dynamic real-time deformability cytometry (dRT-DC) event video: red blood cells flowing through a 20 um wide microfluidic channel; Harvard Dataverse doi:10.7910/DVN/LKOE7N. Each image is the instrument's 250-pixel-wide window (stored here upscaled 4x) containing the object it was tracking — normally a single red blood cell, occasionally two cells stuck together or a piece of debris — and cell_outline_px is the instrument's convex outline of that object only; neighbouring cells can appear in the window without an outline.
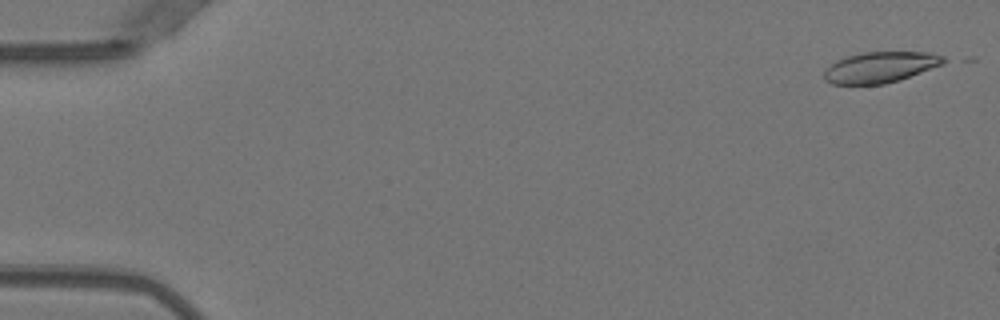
{"species": "Egyptian fruit bat (a non-hibernating species)", "species_latin": "Rousettus aegyptiacus", "temperature_condition": "warm", "stored_images_in_passage": 8, "camera_frame_rate_fps": 3000, "um_per_image_px": 0.085, "animal": {"sex": "female"}, "frame": {"image": 1, "passage_image": 2, "time_ms": 0.333, "image_size_px": [1000, 320], "cell_outline_px": [[952, 60], [944, 64], [900, 80], [884, 84], [832, 84], [824, 80], [824, 72], [836, 60], [844, 56], [864, 52], [932, 52], [944, 56]], "centroid_in_image_um": [74.89, 5.7], "position_along_channel_um": 10.1, "area_um2": 21.79}}